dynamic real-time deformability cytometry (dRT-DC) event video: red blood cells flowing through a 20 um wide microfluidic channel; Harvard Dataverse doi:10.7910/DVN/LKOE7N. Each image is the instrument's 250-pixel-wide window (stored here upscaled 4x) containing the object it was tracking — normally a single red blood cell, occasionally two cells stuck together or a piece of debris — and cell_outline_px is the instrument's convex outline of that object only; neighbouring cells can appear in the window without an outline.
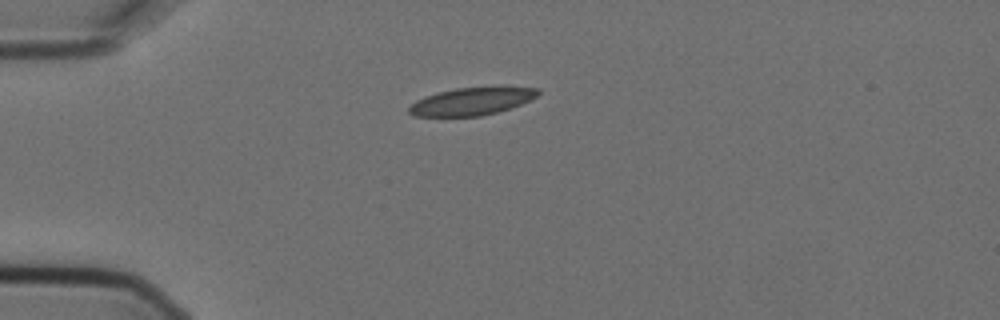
{"species": "Egyptian fruit bat (a non-hibernating species)", "species_latin": "Rousettus aegyptiacus", "temperature_condition": "cold", "stored_images_in_passage": 5, "camera_frame_rate_fps": 3000, "um_per_image_px": 0.085, "animal": {"sex": "female"}, "frame": {"image": 1, "passage_image": 1, "time_ms": 0.0, "image_size_px": [1000, 320], "cell_outline_px": [[540, 92], [536, 96], [520, 104], [496, 112], [480, 116], [412, 116], [408, 112], [408, 108], [416, 100], [424, 96], [436, 92], [456, 88], [496, 84], [504, 84], [540, 88]], "centroid_in_image_um": [40.14, 8.55], "position_along_channel_um": 44.9, "area_um2": 21.56}}
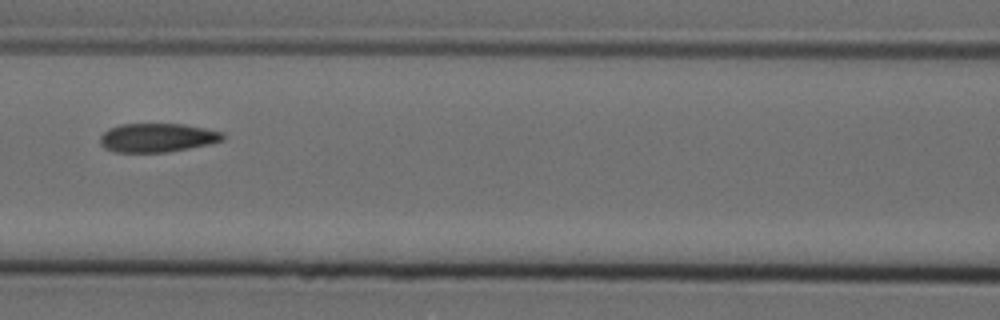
{"frame": {"image": 2, "passage_image": 4, "time_ms": 1.0, "image_size_px": [1000, 320], "cell_outline_px": [[224, 140], [208, 144], [168, 152], [116, 152], [104, 148], [100, 144], [100, 136], [108, 128], [120, 124], [184, 124], [224, 132]], "centroid_in_image_um": [13.35, 11.7], "position_along_channel_um": 153.2, "area_um2": 20.63}}
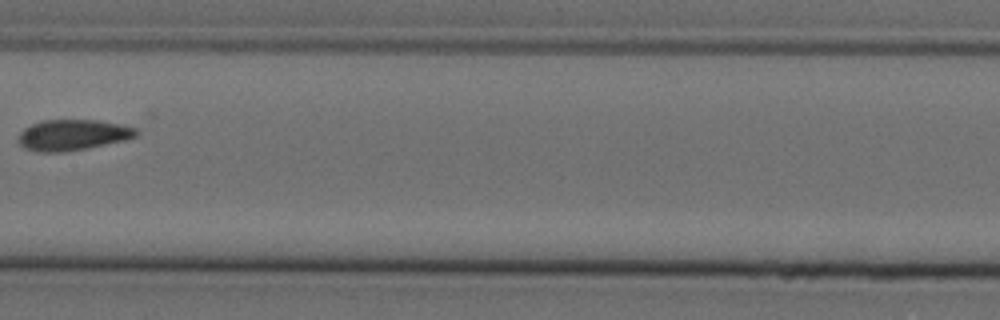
{"frame": {"image": 3, "passage_image": 5, "time_ms": 1.333, "image_size_px": [1000, 320], "cell_outline_px": [[140, 132], [136, 136], [124, 140], [88, 148], [64, 152], [36, 152], [24, 148], [16, 140], [20, 132], [24, 128], [32, 124], [44, 120], [96, 120], [124, 124], [136, 128]], "centroid_in_image_um": [6.17, 11.47], "position_along_channel_um": 201.2, "area_um2": 21.39}}